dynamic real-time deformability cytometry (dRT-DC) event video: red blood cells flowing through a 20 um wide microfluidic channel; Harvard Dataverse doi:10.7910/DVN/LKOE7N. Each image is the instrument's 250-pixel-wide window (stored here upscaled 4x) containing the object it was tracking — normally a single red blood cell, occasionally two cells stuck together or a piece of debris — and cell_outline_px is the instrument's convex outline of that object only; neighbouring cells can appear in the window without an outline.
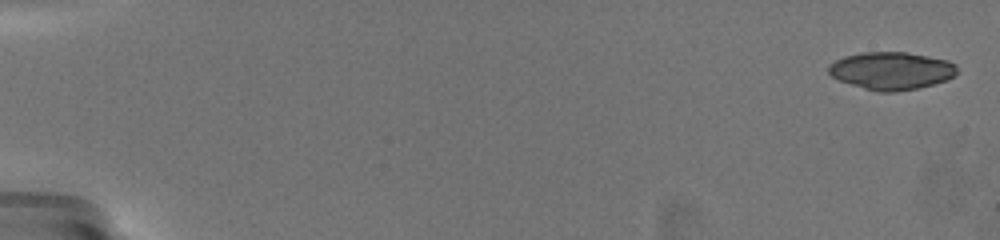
{"species": "common noctule bat (a hibernating species)", "species_latin": "Nyctalus noctula", "temperature_condition": "warm", "stored_images_in_passage": 40, "camera_frame_rate_fps": 3000, "um_per_image_px": 0.085, "animal": {"sex": "female", "body_mass_g": 19.5, "forearm_length_mm": 54.1}, "frame": {"image": 1, "passage_image": 1, "time_ms": 0.0, "image_size_px": [1000, 240], "cell_outline_px": [[960, 72], [956, 76], [932, 84], [916, 88], [892, 92], [880, 92], [864, 88], [840, 80], [832, 76], [828, 72], [828, 64], [844, 56], [860, 52], [904, 52], [928, 56], [948, 60], [956, 64]], "centroid_in_image_um": [75.79, 6.0], "position_along_channel_um": 9.2, "area_um2": 28.15}}
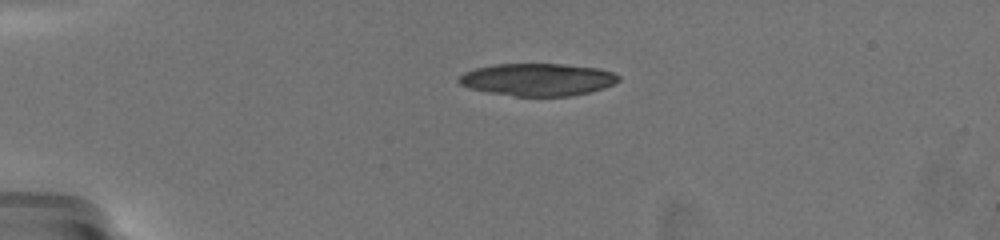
{"frame": {"image": 2, "passage_image": 6, "time_ms": 4.667, "image_size_px": [1000, 240], "cell_outline_px": [[620, 80], [604, 88], [588, 92], [568, 96], [516, 96], [488, 92], [468, 88], [460, 84], [456, 80], [464, 72], [476, 68], [492, 64], [564, 64], [600, 68], [612, 72], [620, 76]], "centroid_in_image_um": [45.68, 6.75], "position_along_channel_um": 39.3, "area_um2": 30.23}, "authors_computed_cell_mechanics": {"area_um2": 21.7617, "velocity_mm_per_s": 3.5557, "shape_relaxation_time_tau1_ms": 0.7163, "shape_relaxation_time_tau2_ms": 1.4508, "deformation_change_tau1": 0.3152, "deformation_change_tau2": 0.0753}}